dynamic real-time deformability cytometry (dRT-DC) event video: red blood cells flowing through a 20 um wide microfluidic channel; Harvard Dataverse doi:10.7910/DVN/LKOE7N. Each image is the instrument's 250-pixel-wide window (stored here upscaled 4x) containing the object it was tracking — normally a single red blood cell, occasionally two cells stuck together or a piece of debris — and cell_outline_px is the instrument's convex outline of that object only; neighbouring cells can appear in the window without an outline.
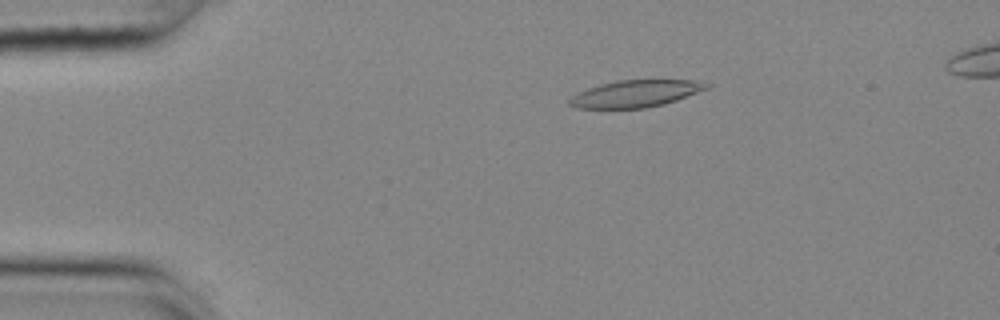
{"species": "common noctule bat (a hibernating species)", "species_latin": "Nyctalus noctula", "temperature_condition": "cold", "stored_images_in_passage": 55, "camera_frame_rate_fps": 3000, "um_per_image_px": 0.085, "animal": {"sex": "female", "body_mass_g": 25.1}, "frame": {"image": 1, "passage_image": 11, "time_ms": 3.333, "image_size_px": [1000, 320], "cell_outline_px": [[712, 84], [708, 88], [676, 100], [664, 104], [644, 108], [576, 108], [568, 104], [568, 100], [572, 96], [588, 88], [600, 84], [616, 80], [696, 80]], "centroid_in_image_um": [54.02, 7.95], "position_along_channel_um": 31.0, "area_um2": 21.44}}
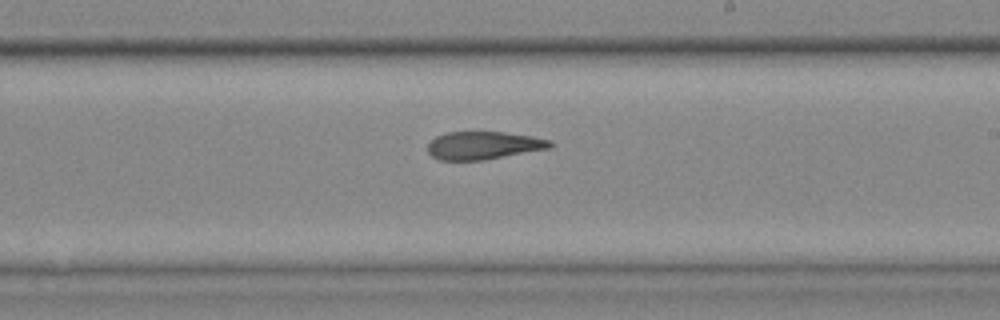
{"frame": {"image": 2, "passage_image": 33, "time_ms": 10.667, "image_size_px": [1000, 320], "cell_outline_px": [[552, 144], [548, 148], [484, 160], [440, 160], [432, 156], [428, 152], [428, 144], [436, 136], [444, 132], [504, 132], [532, 136], [552, 140]], "centroid_in_image_um": [41.07, 12.35], "position_along_channel_um": 247.9, "area_um2": 19.77}}
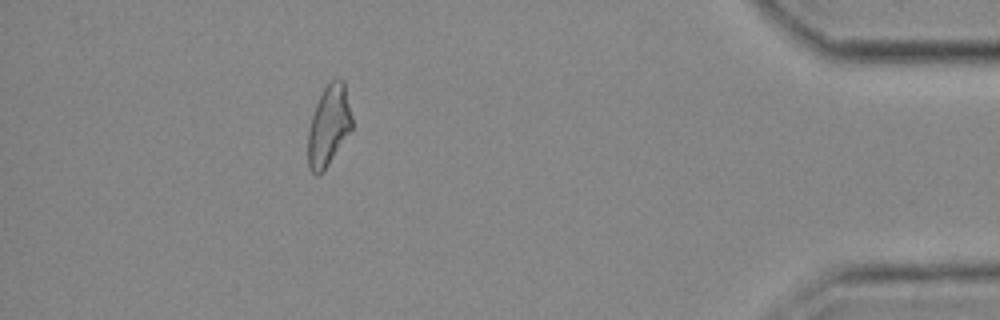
{"frame": {"image": 3, "passage_image": 50, "time_ms": 16.333, "image_size_px": [1000, 320], "cell_outline_px": [[352, 128], [324, 172], [316, 176], [308, 168], [308, 132], [312, 116], [316, 104], [324, 88], [336, 76], [344, 80], [352, 116]], "centroid_in_image_um": [27.94, 10.69], "position_along_channel_um": 407.3, "area_um2": 20.75}, "authors_computed_cell_mechanics": {"area_um2": 21.4438, "velocity_mm_per_s": 3.6749, "shape_relaxation_time_tau1_ms": null, "shape_relaxation_time_tau2_ms": 3.2836, "deformation_change_tau1": null, "deformation_change_tau2": 0.1291}}